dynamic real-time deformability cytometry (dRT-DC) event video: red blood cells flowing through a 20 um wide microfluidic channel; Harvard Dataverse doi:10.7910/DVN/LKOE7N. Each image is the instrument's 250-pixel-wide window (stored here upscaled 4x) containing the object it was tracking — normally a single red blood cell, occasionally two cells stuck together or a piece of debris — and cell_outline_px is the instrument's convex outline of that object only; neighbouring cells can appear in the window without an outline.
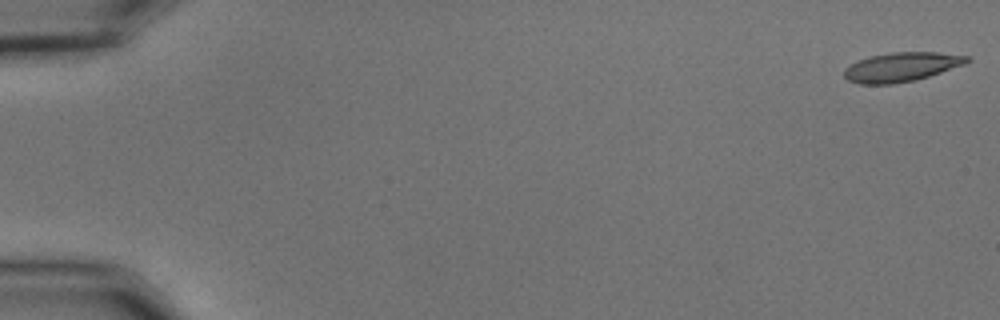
{"species": "common noctule bat (a hibernating species)", "species_latin": "Nyctalus noctula", "temperature_condition": "cold", "stored_images_in_passage": 55, "camera_frame_rate_fps": 3000, "um_per_image_px": 0.085, "animal": {"sex": "male", "body_mass_g": 15.6}, "frame": {"image": 1, "passage_image": 1, "time_ms": 0.0, "image_size_px": [1000, 320], "cell_outline_px": [[972, 60], [964, 64], [916, 80], [892, 84], [860, 84], [848, 80], [844, 76], [844, 68], [868, 56], [892, 52], [936, 52], [972, 56]], "centroid_in_image_um": [76.64, 5.68], "position_along_channel_um": 8.4, "area_um2": 20.87}}
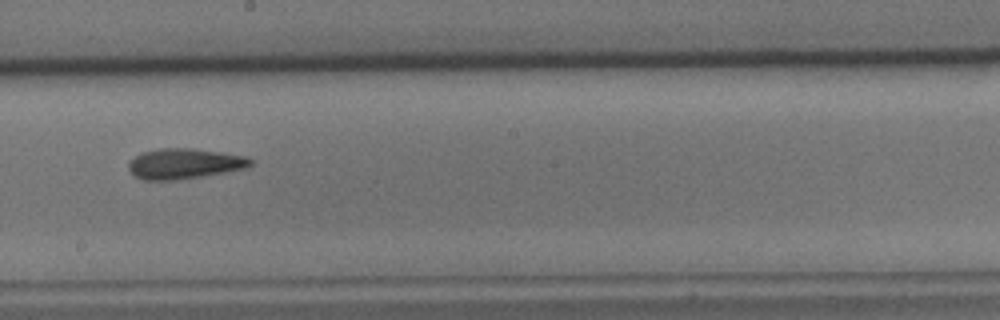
{"frame": {"image": 2, "passage_image": 32, "time_ms": 10.333, "image_size_px": [1000, 320], "cell_outline_px": [[252, 164], [248, 168], [176, 180], [144, 180], [136, 176], [128, 168], [128, 160], [144, 152], [160, 148], [192, 148], [248, 156], [252, 160]], "centroid_in_image_um": [15.68, 13.9], "position_along_channel_um": 232.5, "area_um2": 21.5}}
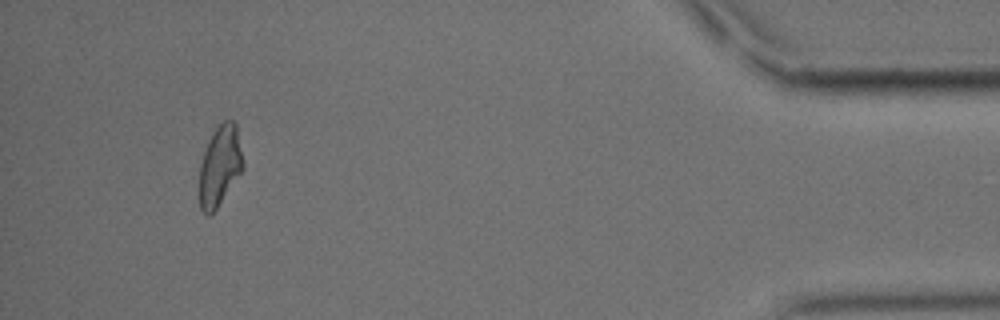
{"frame": {"image": 3, "passage_image": 52, "time_ms": 17.0, "image_size_px": [1000, 320], "cell_outline_px": [[244, 168], [216, 208], [208, 216], [200, 208], [200, 164], [208, 140], [216, 124], [224, 120], [232, 120], [236, 124], [244, 164]], "centroid_in_image_um": [18.69, 14.03], "position_along_channel_um": 416.5, "area_um2": 20.29}, "authors_computed_cell_mechanics": {"area_um2": 21.2126, "velocity_mm_per_s": 3.6649, "shape_relaxation_time_tau1_ms": 7.0782, "shape_relaxation_time_tau2_ms": 3.349, "deformation_change_tau1": 0.1992, "deformation_change_tau2": 0.1331}}